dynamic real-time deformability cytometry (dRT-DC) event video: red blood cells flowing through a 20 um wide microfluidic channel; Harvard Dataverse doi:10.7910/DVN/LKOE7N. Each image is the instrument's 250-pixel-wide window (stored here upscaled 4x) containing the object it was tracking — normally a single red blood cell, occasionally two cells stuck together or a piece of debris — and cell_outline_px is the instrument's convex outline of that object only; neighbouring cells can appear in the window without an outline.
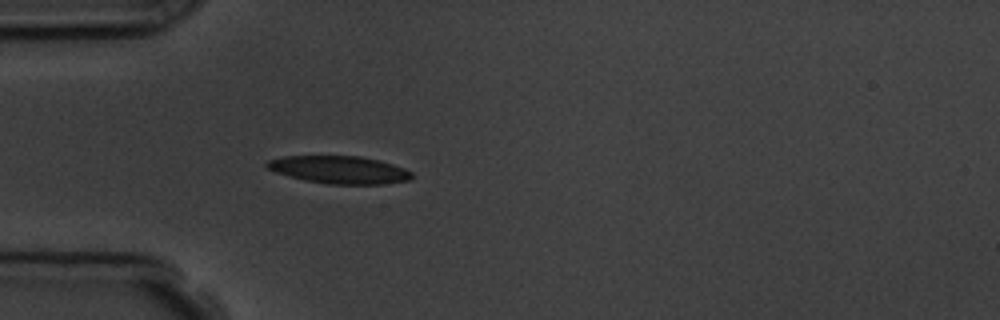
{"species": "common noctule bat (a hibernating species)", "species_latin": "Nyctalus noctula", "temperature_condition": "room temperature", "stored_images_in_passage": 4, "camera_frame_rate_fps": 3000, "um_per_image_px": 0.085, "animal": {"sex": "male", "body_mass_g": 19.5, "forearm_length_mm": 54.6}, "frame": {"image": 1, "passage_image": 4, "time_ms": 3.667, "image_size_px": [1000, 320], "cell_outline_px": [[412, 176], [408, 180], [380, 184], [328, 184], [304, 180], [276, 172], [268, 168], [264, 164], [268, 160], [284, 156], [360, 156], [380, 160], [404, 168], [412, 172]], "centroid_in_image_um": [28.83, 14.42], "position_along_channel_um": 56.2, "area_um2": 23.18}}